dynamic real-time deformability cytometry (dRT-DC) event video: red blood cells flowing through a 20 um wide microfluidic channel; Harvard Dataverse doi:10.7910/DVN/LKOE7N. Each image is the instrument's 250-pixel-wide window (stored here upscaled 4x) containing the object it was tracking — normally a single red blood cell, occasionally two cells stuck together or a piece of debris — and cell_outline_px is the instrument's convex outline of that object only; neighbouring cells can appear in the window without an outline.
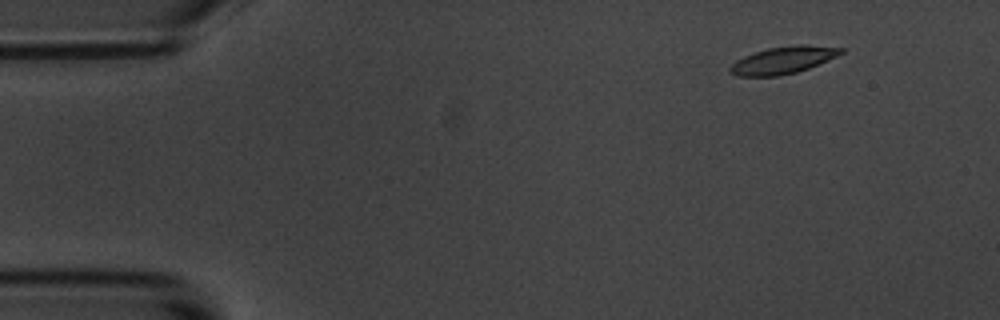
{"species": "common noctule bat (a hibernating species)", "species_latin": "Nyctalus noctula", "temperature_condition": "room temperature", "stored_images_in_passage": 2, "camera_frame_rate_fps": 3000, "um_per_image_px": 0.085, "animal": {"sex": "male", "body_mass_g": 20.1, "forearm_length_mm": 53.5}, "frame": {"image": 1, "passage_image": 2, "time_ms": 2.0, "image_size_px": [1000, 320], "cell_outline_px": [[844, 52], [836, 56], [808, 68], [796, 72], [780, 76], [740, 76], [728, 72], [728, 68], [736, 60], [744, 56], [768, 48], [796, 44], [804, 44], [844, 48]], "centroid_in_image_um": [66.54, 5.11], "position_along_channel_um": 18.5, "area_um2": 17.46}}